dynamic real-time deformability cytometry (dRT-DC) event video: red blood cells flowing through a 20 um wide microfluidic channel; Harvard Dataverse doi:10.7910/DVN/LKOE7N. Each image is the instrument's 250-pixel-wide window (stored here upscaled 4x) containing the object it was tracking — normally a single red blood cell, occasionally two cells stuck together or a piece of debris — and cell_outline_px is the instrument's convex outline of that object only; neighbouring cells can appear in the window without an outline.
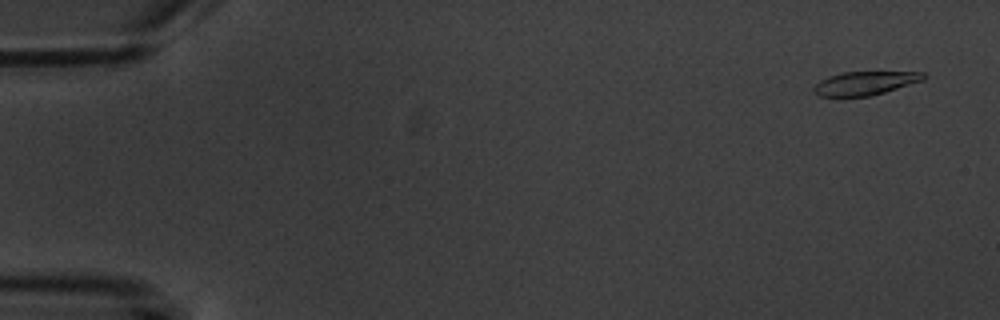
{"species": "common noctule bat (a hibernating species)", "species_latin": "Nyctalus noctula", "temperature_condition": "warm", "stored_images_in_passage": 3, "camera_frame_rate_fps": 3000, "um_per_image_px": 0.085, "animal": {"sex": "male", "body_mass_g": 20.1, "forearm_length_mm": 53.5}, "frame": {"image": 1, "passage_image": 1, "time_ms": 0.0, "image_size_px": [1000, 320], "cell_outline_px": [[928, 76], [924, 80], [884, 92], [868, 96], [820, 96], [812, 92], [812, 88], [820, 80], [828, 76], [844, 72], [924, 72]], "centroid_in_image_um": [73.52, 7.06], "position_along_channel_um": 11.5, "area_um2": 15.03}}